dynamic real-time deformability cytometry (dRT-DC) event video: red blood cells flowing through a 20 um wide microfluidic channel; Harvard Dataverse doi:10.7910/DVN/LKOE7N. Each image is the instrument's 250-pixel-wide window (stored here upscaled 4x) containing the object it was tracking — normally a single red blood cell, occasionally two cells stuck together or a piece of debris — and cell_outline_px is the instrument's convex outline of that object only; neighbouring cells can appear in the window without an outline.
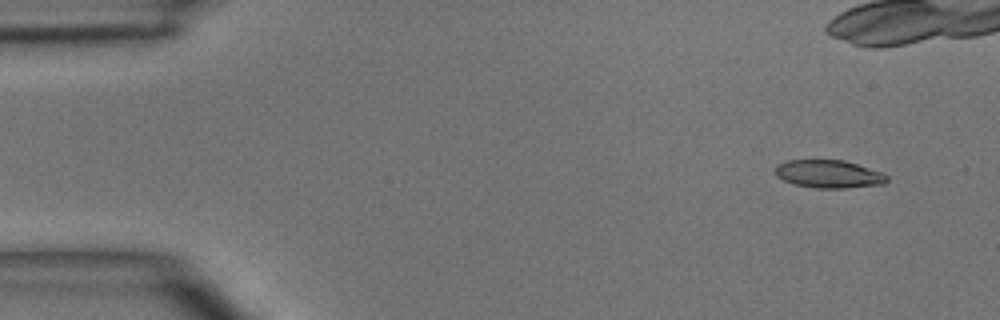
{"species": "common noctule bat (a hibernating species)", "species_latin": "Nyctalus noctula", "temperature_condition": "room temperature", "stored_images_in_passage": 4, "camera_frame_rate_fps": 3000, "um_per_image_px": 0.085, "animal": {"sex": "male", "body_mass_g": 15.6}, "frame": {"image": 1, "passage_image": 1, "time_ms": 0.0, "image_size_px": [1000, 320], "cell_outline_px": [[888, 180], [884, 184], [848, 188], [816, 188], [792, 184], [776, 176], [776, 164], [788, 160], [844, 160], [884, 172], [888, 176]], "centroid_in_image_um": [70.47, 14.79], "position_along_channel_um": 14.5, "area_um2": 18.38}}